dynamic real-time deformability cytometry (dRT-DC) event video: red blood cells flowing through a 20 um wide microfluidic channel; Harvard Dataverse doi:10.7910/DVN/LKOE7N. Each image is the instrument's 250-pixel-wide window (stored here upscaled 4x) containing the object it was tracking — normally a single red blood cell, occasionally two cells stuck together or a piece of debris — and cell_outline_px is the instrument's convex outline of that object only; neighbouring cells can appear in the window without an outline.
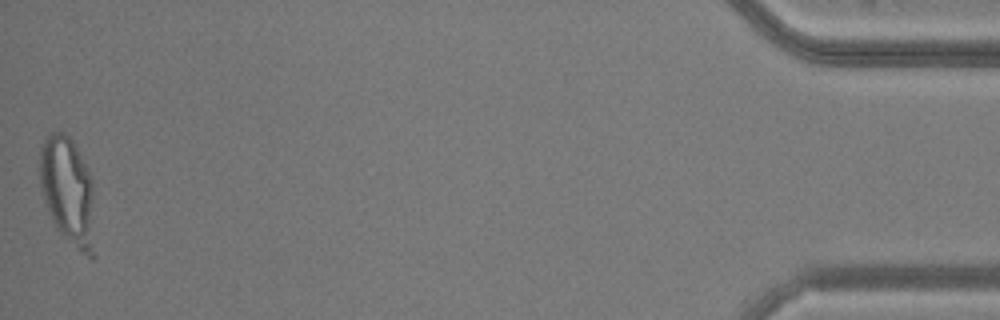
{"species": "common noctule bat (a hibernating species)", "species_latin": "Nyctalus noctula", "temperature_condition": "warm", "stored_images_in_passage": 37, "segment_of_instrument_passage": [2, 2], "camera_frame_rate_fps": 3000, "um_per_image_px": 0.085, "animal": {"sex": "male", "body_mass_g": 20.5, "forearm_length_mm": 52.5}, "frame": {"image": 1, "passage_image": 37, "time_ms": 12.0, "image_size_px": [1000, 320], "cell_outline_px": [[96, 256], [92, 260], [80, 252], [56, 228], [52, 220], [44, 200], [40, 184], [40, 148], [44, 140], [52, 132], [64, 132], [72, 140], [92, 176]], "centroid_in_image_um": [5.81, 16.3], "position_along_channel_um": 429.4, "area_um2": 35.03}}